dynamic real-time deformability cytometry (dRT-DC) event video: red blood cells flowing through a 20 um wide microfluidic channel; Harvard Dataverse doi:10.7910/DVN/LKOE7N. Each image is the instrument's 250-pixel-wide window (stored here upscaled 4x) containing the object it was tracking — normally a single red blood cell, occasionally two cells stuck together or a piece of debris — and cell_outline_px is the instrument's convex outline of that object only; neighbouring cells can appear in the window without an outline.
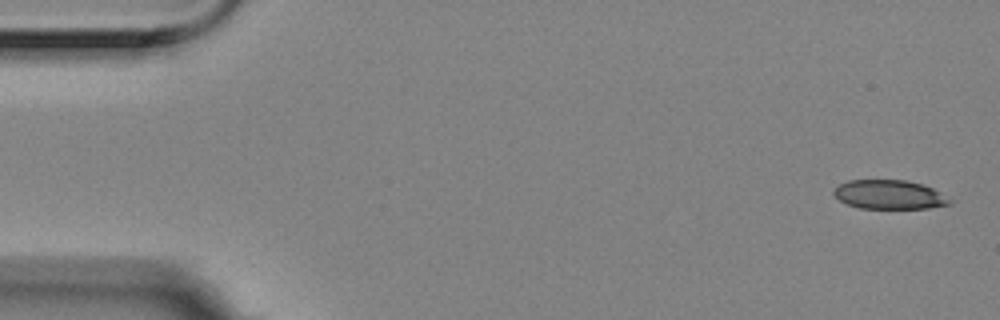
{"species": "Egyptian fruit bat (a non-hibernating species)", "species_latin": "Rousettus aegyptiacus", "temperature_condition": "room temperature", "stored_images_in_passage": 4, "camera_frame_rate_fps": 3000, "um_per_image_px": 0.085, "animal": {"sex": "female"}, "frame": {"image": 1, "passage_image": 1, "time_ms": 0.0, "image_size_px": [1000, 320], "cell_outline_px": [[956, 200], [952, 204], [928, 208], [860, 208], [848, 204], [840, 200], [832, 192], [840, 184], [848, 180], [904, 180], [924, 184]], "centroid_in_image_um": [75.67, 16.54], "position_along_channel_um": 9.3, "area_um2": 19.71}}
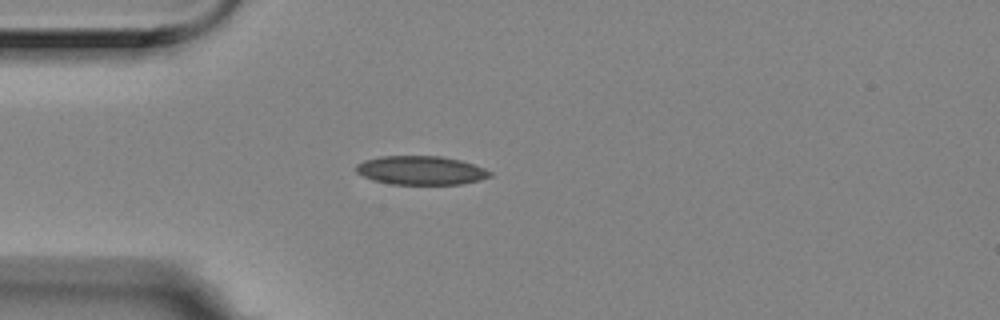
{"frame": {"image": 2, "passage_image": 4, "time_ms": 1.0, "image_size_px": [1000, 320], "cell_outline_px": [[492, 176], [480, 180], [460, 184], [392, 184], [372, 180], [356, 172], [356, 164], [364, 160], [380, 156], [440, 156], [460, 160], [484, 168], [492, 172]], "centroid_in_image_um": [35.77, 14.48], "position_along_channel_um": 49.2, "area_um2": 22.43}}